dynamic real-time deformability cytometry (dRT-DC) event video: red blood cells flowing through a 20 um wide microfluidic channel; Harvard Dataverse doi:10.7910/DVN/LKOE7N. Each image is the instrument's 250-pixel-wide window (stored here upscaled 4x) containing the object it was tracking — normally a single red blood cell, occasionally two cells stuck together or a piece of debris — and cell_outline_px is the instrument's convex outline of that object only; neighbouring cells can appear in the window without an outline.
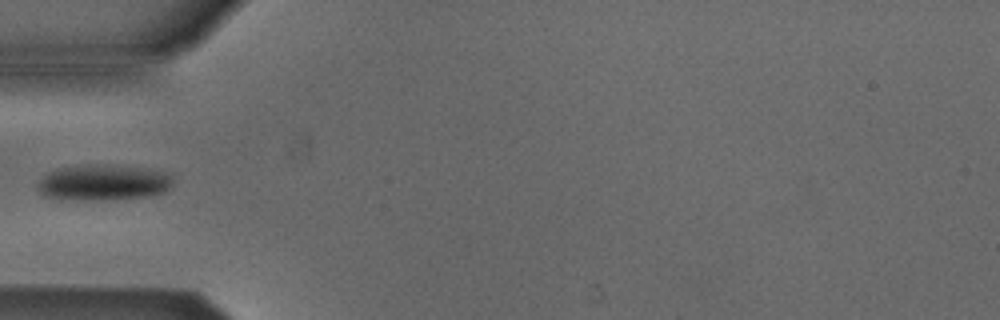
{"species": "Egyptian fruit bat (a non-hibernating species)", "species_latin": "Rousettus aegyptiacus", "temperature_condition": "cold", "stored_images_in_passage": 4, "camera_frame_rate_fps": 3000, "um_per_image_px": 0.085, "animal": {"sex": "male"}, "frame": {"image": 1, "passage_image": 3, "time_ms": 0.667, "image_size_px": [1000, 320], "cell_outline_px": [[172, 184], [164, 192], [144, 196], [112, 200], [56, 200], [44, 196], [36, 188], [40, 180], [48, 172], [56, 168], [88, 164], [104, 164], [140, 168], [168, 172], [172, 176]], "centroid_in_image_um": [8.72, 15.52], "position_along_channel_um": 76.3, "area_um2": 28.61}}
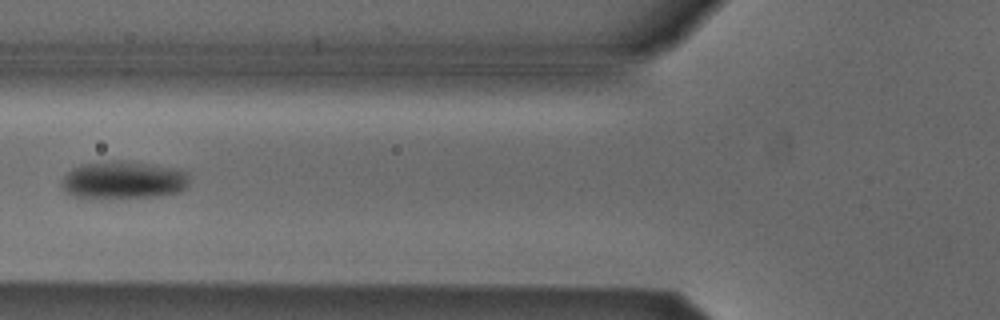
{"frame": {"image": 2, "passage_image": 4, "time_ms": 1.0, "image_size_px": [1000, 320], "cell_outline_px": [[188, 184], [180, 192], [160, 196], [92, 200], [80, 200], [64, 192], [60, 184], [60, 180], [72, 168], [80, 164], [104, 160], [120, 160], [176, 168], [188, 172]], "centroid_in_image_um": [10.39, 15.34], "position_along_channel_um": 115.4, "area_um2": 29.25}}